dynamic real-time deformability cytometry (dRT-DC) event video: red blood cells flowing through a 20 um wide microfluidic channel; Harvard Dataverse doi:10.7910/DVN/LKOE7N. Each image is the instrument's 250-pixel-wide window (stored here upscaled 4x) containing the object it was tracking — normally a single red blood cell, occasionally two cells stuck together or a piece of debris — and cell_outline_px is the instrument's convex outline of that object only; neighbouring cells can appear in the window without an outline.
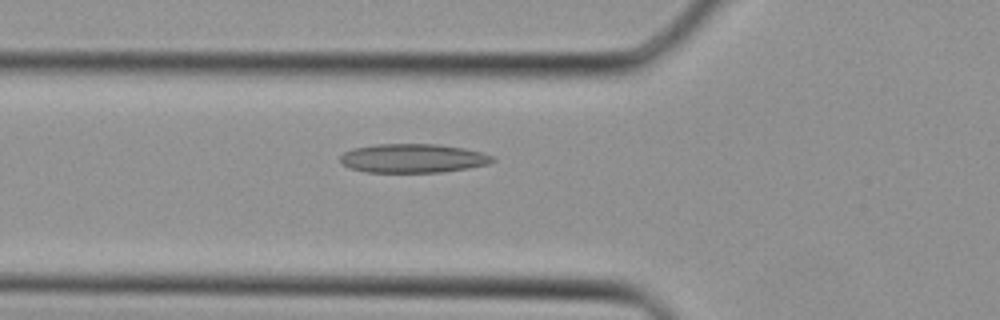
{"species": "Egyptian fruit bat (a non-hibernating species)", "species_latin": "Rousettus aegyptiacus", "temperature_condition": "cold", "stored_images_in_passage": 37, "camera_frame_rate_fps": 3000, "um_per_image_px": 0.085, "animal": {"sex": "female"}, "frame": {"image": 1, "passage_image": 13, "time_ms": 4.0, "image_size_px": [1000, 320], "cell_outline_px": [[496, 160], [488, 164], [468, 168], [440, 172], [364, 172], [348, 168], [340, 160], [340, 156], [344, 152], [352, 148], [376, 144], [436, 144], [464, 148], [496, 156]], "centroid_in_image_um": [35.1, 13.45], "position_along_channel_um": 90.7, "area_um2": 25.78}}
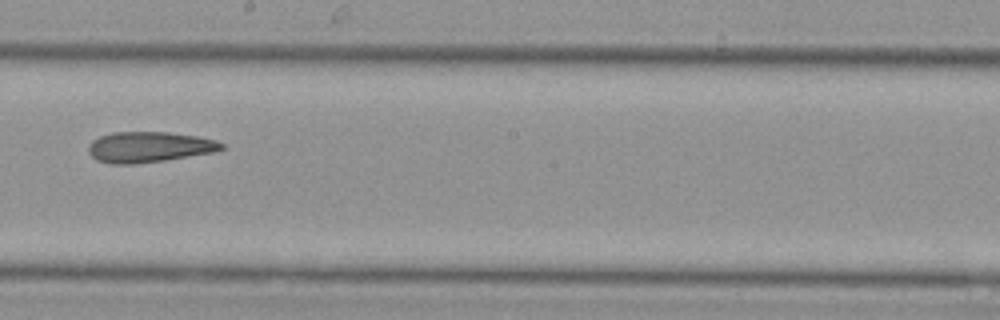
{"frame": {"image": 2, "passage_image": 21, "time_ms": 6.667, "image_size_px": [1000, 320], "cell_outline_px": [[224, 148], [216, 152], [164, 160], [132, 164], [112, 164], [96, 160], [88, 152], [88, 144], [92, 140], [100, 136], [112, 132], [168, 132], [196, 136], [216, 140], [224, 144]], "centroid_in_image_um": [12.66, 12.49], "position_along_channel_um": 235.5, "area_um2": 23.81}}
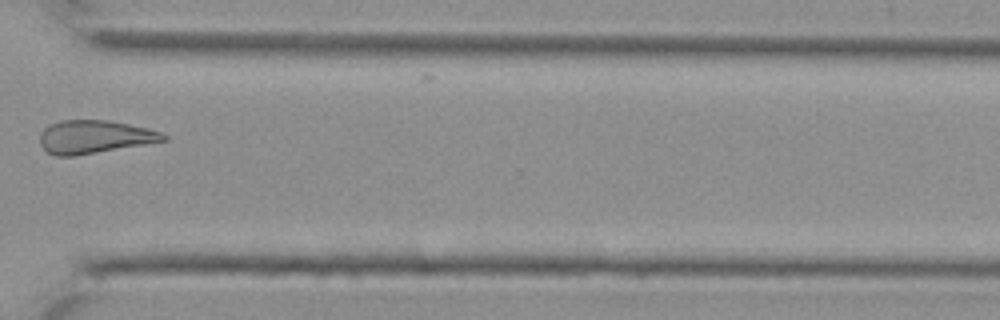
{"frame": {"image": 3, "passage_image": 28, "time_ms": 9.0, "image_size_px": [1000, 320], "cell_outline_px": [[168, 140], [76, 156], [56, 156], [48, 152], [40, 144], [40, 132], [48, 124], [60, 120], [108, 120], [148, 128], [160, 132], [168, 136]], "centroid_in_image_um": [8.01, 11.63], "position_along_channel_um": 362.6, "area_um2": 23.93}}